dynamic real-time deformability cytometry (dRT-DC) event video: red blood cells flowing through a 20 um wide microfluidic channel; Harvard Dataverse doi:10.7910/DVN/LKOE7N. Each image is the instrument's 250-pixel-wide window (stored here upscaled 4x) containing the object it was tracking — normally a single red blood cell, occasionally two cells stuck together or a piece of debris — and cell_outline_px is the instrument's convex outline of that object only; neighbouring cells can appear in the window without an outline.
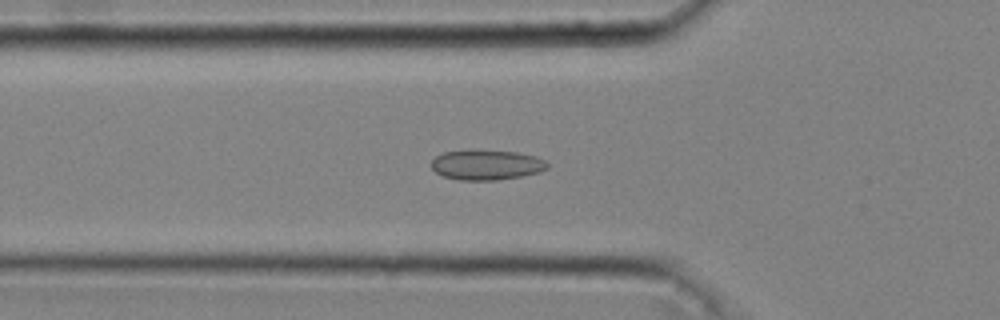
{"species": "common noctule bat (a hibernating species)", "species_latin": "Nyctalus noctula", "temperature_condition": "cold", "stored_images_in_passage": 46, "camera_frame_rate_fps": 3000, "um_per_image_px": 0.085, "animal": {"sex": "male", "body_mass_g": 20.4}, "frame": {"image": 1, "passage_image": 16, "time_ms": 5.0, "image_size_px": [1000, 320], "cell_outline_px": [[548, 168], [540, 172], [520, 176], [496, 180], [460, 180], [444, 176], [436, 172], [432, 168], [432, 160], [436, 156], [444, 152], [516, 152], [536, 156], [544, 160], [548, 164]], "centroid_in_image_um": [41.39, 14.05], "position_along_channel_um": 84.4, "area_um2": 19.59}}
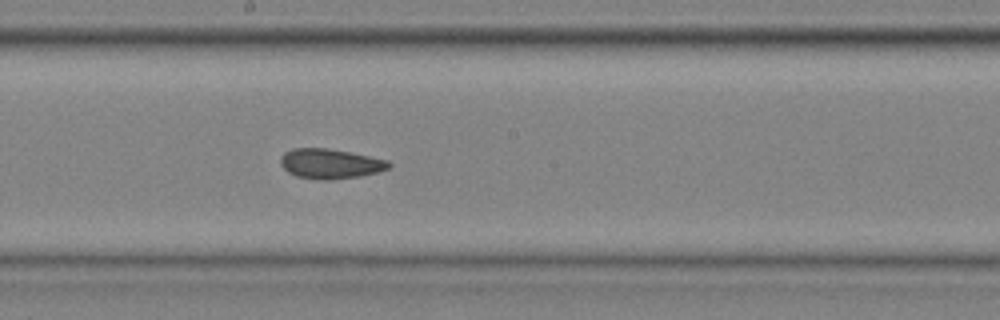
{"frame": {"image": 2, "passage_image": 26, "time_ms": 8.333, "image_size_px": [1000, 320], "cell_outline_px": [[392, 164], [388, 168], [376, 172], [360, 176], [328, 180], [320, 180], [296, 176], [288, 172], [280, 164], [280, 156], [284, 152], [292, 148], [328, 148], [388, 160]], "centroid_in_image_um": [28.03, 13.91], "position_along_channel_um": 220.2, "area_um2": 18.79}}
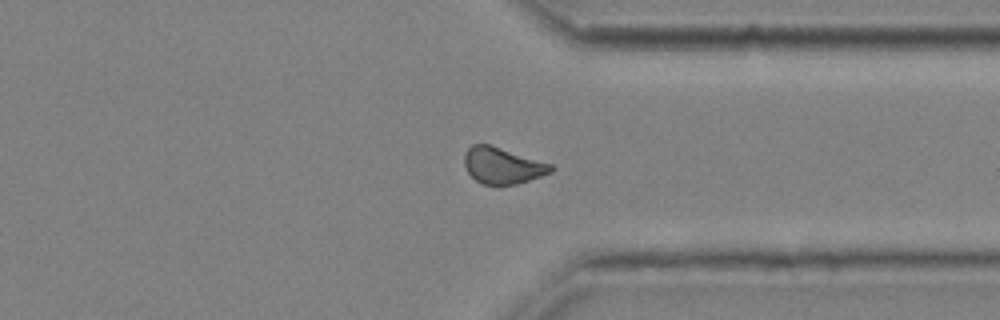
{"frame": {"image": 3, "passage_image": 37, "time_ms": 12.0, "image_size_px": [1000, 320], "cell_outline_px": [[556, 168], [552, 172], [516, 184], [484, 184], [476, 180], [468, 172], [464, 164], [464, 156], [468, 148], [472, 144], [488, 144], [552, 164]], "centroid_in_image_um": [42.72, 14.07], "position_along_channel_um": 368.7, "area_um2": 18.03}, "authors_computed_cell_mechanics": {"area_um2": 19.3919, "velocity_mm_per_s": 4.0652, "shape_relaxation_time_tau1_ms": null, "shape_relaxation_time_tau2_ms": 2.5288, "deformation_change_tau1": null, "deformation_change_tau2": 0.066}}